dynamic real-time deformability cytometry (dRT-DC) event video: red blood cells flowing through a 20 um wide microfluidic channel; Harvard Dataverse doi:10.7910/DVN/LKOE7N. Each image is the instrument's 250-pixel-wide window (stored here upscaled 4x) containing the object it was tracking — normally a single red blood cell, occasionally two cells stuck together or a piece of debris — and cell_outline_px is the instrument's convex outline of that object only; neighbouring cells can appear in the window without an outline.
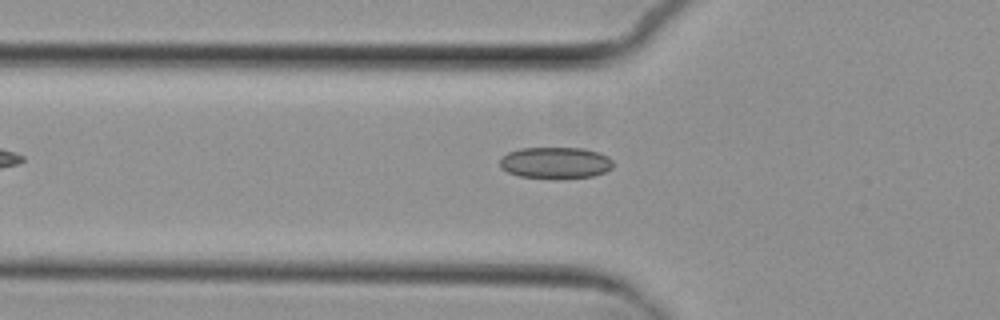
{"species": "common noctule bat (a hibernating species)", "species_latin": "Nyctalus noctula", "temperature_condition": "cold", "stored_images_in_passage": 6, "camera_frame_rate_fps": 3000, "um_per_image_px": 0.085, "animal": {"sex": "female", "body_mass_g": 29.2, "forearm_length_mm": 56.3}, "frame": {"image": 1, "passage_image": 6, "time_ms": 6.0, "image_size_px": [1000, 320], "cell_outline_px": [[612, 168], [604, 172], [592, 176], [560, 180], [520, 176], [508, 172], [500, 168], [500, 160], [508, 152], [520, 148], [584, 148], [600, 152], [608, 156], [612, 160]], "centroid_in_image_um": [47.23, 13.85], "position_along_channel_um": 78.6, "area_um2": 21.15}}